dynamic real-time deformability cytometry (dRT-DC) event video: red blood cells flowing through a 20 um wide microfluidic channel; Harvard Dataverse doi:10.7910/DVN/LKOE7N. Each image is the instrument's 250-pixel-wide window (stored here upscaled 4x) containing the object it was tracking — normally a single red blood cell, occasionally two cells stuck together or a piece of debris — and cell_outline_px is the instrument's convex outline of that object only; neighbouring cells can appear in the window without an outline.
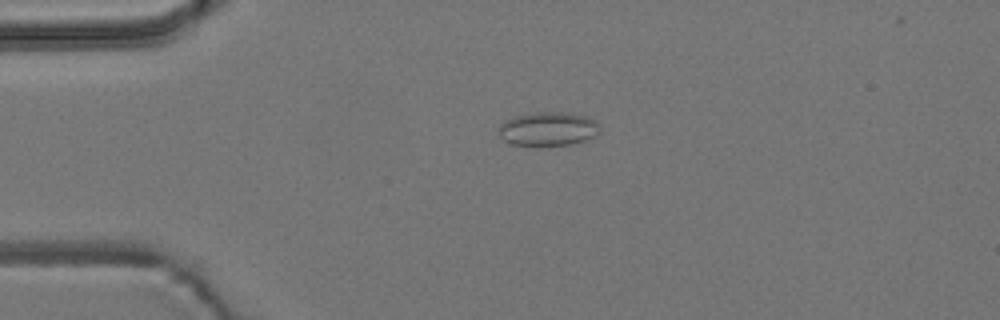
{"species": "common noctule bat (a hibernating species)", "species_latin": "Nyctalus noctula", "temperature_condition": "room temperature", "stored_images_in_passage": 2, "camera_frame_rate_fps": 3000, "um_per_image_px": 0.085, "animal": {"sex": "male", "body_mass_g": 19.2, "forearm_length_mm": 51.8}, "frame": {"image": 1, "passage_image": 1, "time_ms": 0.0, "image_size_px": [1000, 320], "cell_outline_px": [[600, 132], [596, 136], [588, 140], [572, 144], [540, 148], [536, 148], [512, 144], [504, 140], [496, 132], [500, 124], [504, 120], [516, 116], [540, 112], [564, 112], [588, 116], [596, 120], [600, 124]], "centroid_in_image_um": [46.61, 11.0], "position_along_channel_um": 38.4, "area_um2": 20.92}}